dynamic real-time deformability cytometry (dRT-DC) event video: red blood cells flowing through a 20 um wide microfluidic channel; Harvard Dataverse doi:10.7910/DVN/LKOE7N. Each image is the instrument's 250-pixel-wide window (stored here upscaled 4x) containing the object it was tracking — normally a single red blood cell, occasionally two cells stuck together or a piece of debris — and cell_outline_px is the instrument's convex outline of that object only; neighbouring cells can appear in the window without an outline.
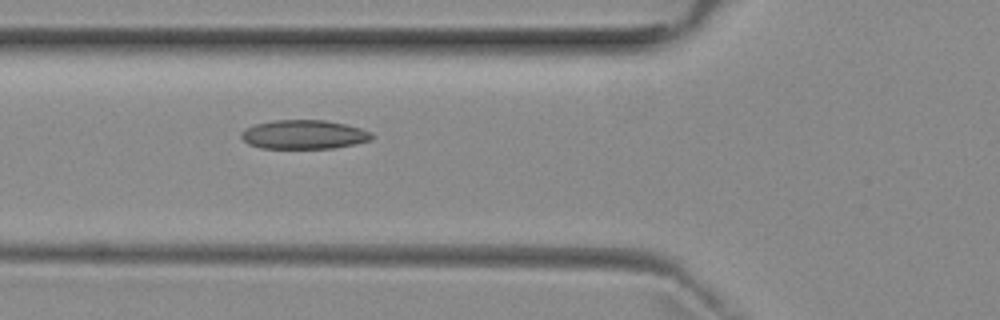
{"species": "common noctule bat (a hibernating species)", "species_latin": "Nyctalus noctula", "temperature_condition": "room temperature", "stored_images_in_passage": 4, "camera_frame_rate_fps": 3000, "um_per_image_px": 0.085, "animal": {"sex": "female", "body_mass_g": 29.2, "forearm_length_mm": 56.3}, "frame": {"image": 1, "passage_image": 4, "time_ms": 3.333, "image_size_px": [1000, 320], "cell_outline_px": [[376, 136], [372, 140], [356, 144], [336, 148], [260, 148], [248, 144], [240, 136], [240, 132], [244, 128], [256, 124], [272, 120], [324, 120], [344, 124], [360, 128], [372, 132]], "centroid_in_image_um": [25.85, 11.44], "position_along_channel_um": 100.0, "area_um2": 22.31}}